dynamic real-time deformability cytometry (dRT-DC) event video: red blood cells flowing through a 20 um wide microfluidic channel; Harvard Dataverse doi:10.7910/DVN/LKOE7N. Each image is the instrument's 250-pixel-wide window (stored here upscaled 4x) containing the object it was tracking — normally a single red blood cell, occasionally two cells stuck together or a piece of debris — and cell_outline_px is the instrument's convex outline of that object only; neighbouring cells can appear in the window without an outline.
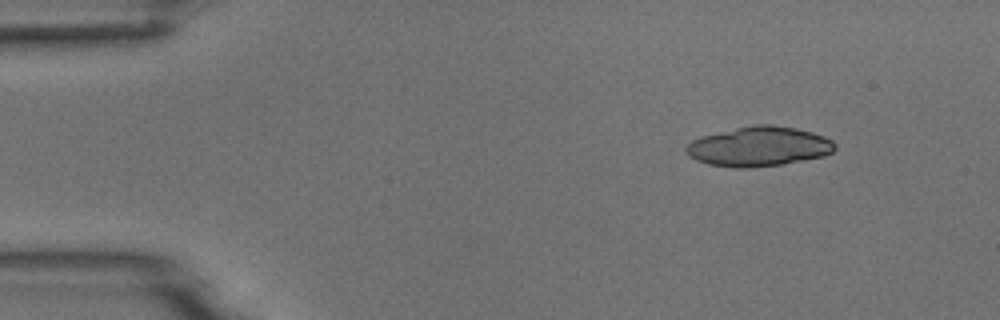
{"species": "common noctule bat (a hibernating species)", "species_latin": "Nyctalus noctula", "temperature_condition": "room temperature", "stored_images_in_passage": 9, "segment_of_instrument_passage": [1, 2], "camera_frame_rate_fps": 3000, "um_per_image_px": 0.085, "animal": {"sex": "male", "body_mass_g": 18.8}, "frame": {"image": 1, "passage_image": 1, "time_ms": 0.0, "image_size_px": [1000, 320], "cell_outline_px": [[836, 148], [832, 152], [824, 156], [784, 164], [748, 168], [736, 168], [708, 164], [696, 160], [688, 156], [684, 152], [684, 148], [692, 140], [700, 136], [736, 128], [756, 124], [772, 124], [796, 128], [812, 132], [824, 136], [832, 140], [836, 144]], "centroid_in_image_um": [64.49, 12.45], "position_along_channel_um": 20.5, "area_um2": 34.68}}